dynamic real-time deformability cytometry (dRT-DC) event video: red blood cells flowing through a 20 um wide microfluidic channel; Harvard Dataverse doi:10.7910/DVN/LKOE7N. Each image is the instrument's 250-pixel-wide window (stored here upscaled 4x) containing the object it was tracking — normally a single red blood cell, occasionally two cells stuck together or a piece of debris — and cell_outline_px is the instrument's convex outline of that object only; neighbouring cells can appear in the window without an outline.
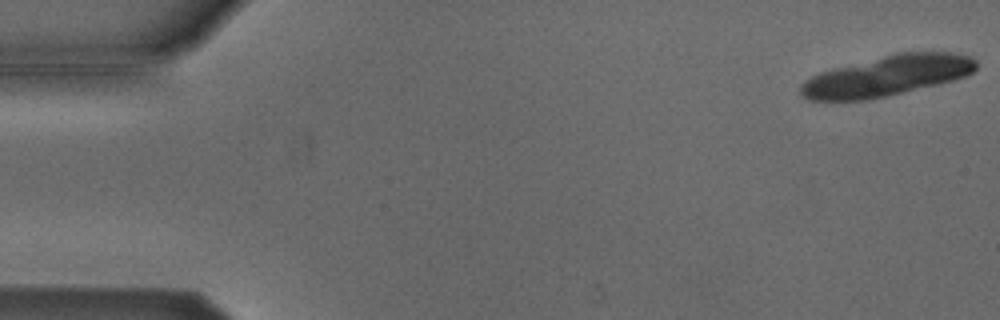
{"species": "Egyptian fruit bat (a non-hibernating species)", "species_latin": "Rousettus aegyptiacus", "temperature_condition": "cold", "stored_images_in_passage": 20, "camera_frame_rate_fps": 3000, "um_per_image_px": 0.085, "animal": {"sex": "male"}, "frame": {"image": 1, "passage_image": 1, "time_ms": 0.0, "image_size_px": [1000, 320], "cell_outline_px": [[976, 68], [972, 72], [964, 76], [940, 84], [888, 96], [868, 100], [808, 100], [800, 96], [800, 84], [804, 80], [820, 72], [896, 52], [952, 52], [972, 56], [976, 60]], "centroid_in_image_um": [75.39, 6.45], "position_along_channel_um": 9.6, "area_um2": 41.44}}
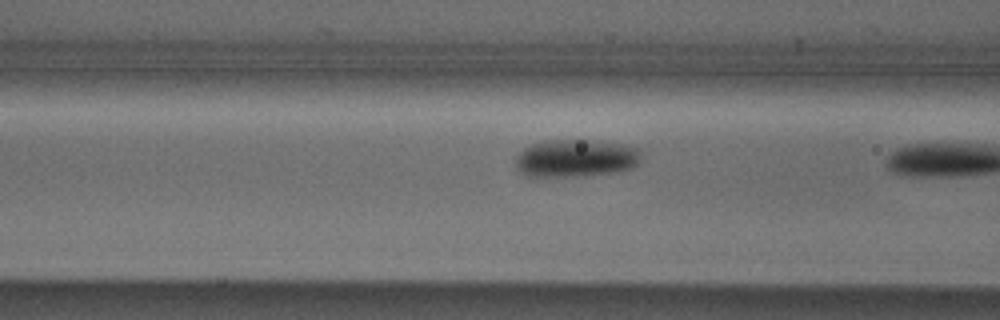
{"frame": {"image": 2, "passage_image": 19, "time_ms": 6.0, "image_size_px": [1000, 320], "cell_outline_px": [[640, 160], [632, 168], [616, 172], [588, 176], [524, 176], [516, 168], [516, 156], [524, 148], [532, 144], [548, 140], [584, 140], [624, 144], [640, 148]], "centroid_in_image_um": [48.94, 13.46], "position_along_channel_um": 117.7, "area_um2": 27.69}}